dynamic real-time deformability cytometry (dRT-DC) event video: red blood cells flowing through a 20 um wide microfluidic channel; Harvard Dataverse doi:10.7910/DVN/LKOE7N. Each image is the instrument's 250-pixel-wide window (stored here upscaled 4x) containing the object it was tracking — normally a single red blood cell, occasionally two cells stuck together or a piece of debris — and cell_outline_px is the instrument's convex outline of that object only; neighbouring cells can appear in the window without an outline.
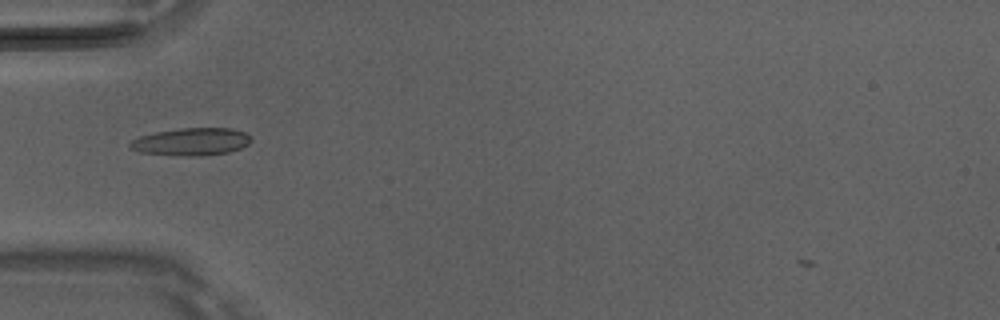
{"species": "Egyptian fruit bat (a non-hibernating species)", "species_latin": "Rousettus aegyptiacus", "temperature_condition": "room temperature", "stored_images_in_passage": 38, "camera_frame_rate_fps": 3000, "um_per_image_px": 0.085, "animal": {"sex": "male"}, "frame": {"image": 1, "passage_image": 5, "time_ms": 1.333, "image_size_px": [1000, 320], "cell_outline_px": [[252, 140], [248, 144], [240, 148], [228, 152], [200, 156], [184, 156], [140, 152], [132, 148], [128, 144], [132, 140], [140, 136], [156, 132], [180, 128], [232, 128], [244, 132], [252, 136]], "centroid_in_image_um": [16.3, 12.04], "position_along_channel_um": 68.7, "area_um2": 19.36}}
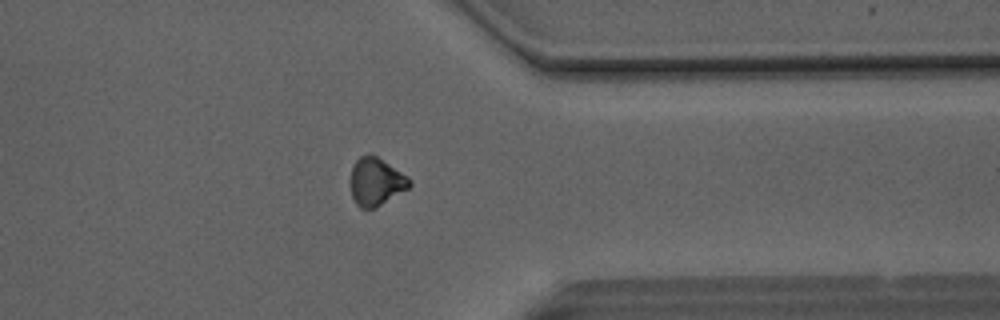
{"frame": {"image": 2, "passage_image": 28, "time_ms": 9.0, "image_size_px": [1000, 320], "cell_outline_px": [[412, 184], [408, 188], [376, 208], [360, 208], [356, 204], [352, 196], [348, 184], [352, 168], [356, 160], [360, 156], [376, 156], [408, 176], [412, 180]], "centroid_in_image_um": [31.94, 15.47], "position_along_channel_um": 379.5, "area_um2": 16.47}}
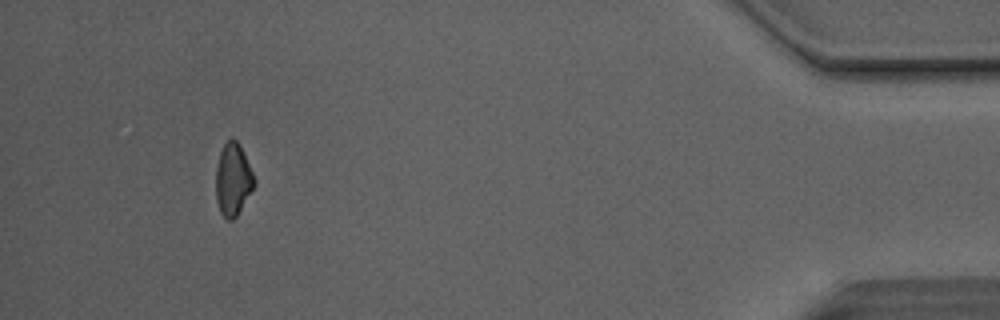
{"frame": {"image": 3, "passage_image": 35, "time_ms": 11.333, "image_size_px": [1000, 320], "cell_outline_px": [[256, 184], [236, 216], [232, 220], [228, 220], [220, 212], [216, 200], [216, 168], [220, 152], [224, 144], [232, 136], [240, 144], [244, 152], [256, 180]], "centroid_in_image_um": [19.81, 15.23], "position_along_channel_um": 415.4, "area_um2": 16.24}}